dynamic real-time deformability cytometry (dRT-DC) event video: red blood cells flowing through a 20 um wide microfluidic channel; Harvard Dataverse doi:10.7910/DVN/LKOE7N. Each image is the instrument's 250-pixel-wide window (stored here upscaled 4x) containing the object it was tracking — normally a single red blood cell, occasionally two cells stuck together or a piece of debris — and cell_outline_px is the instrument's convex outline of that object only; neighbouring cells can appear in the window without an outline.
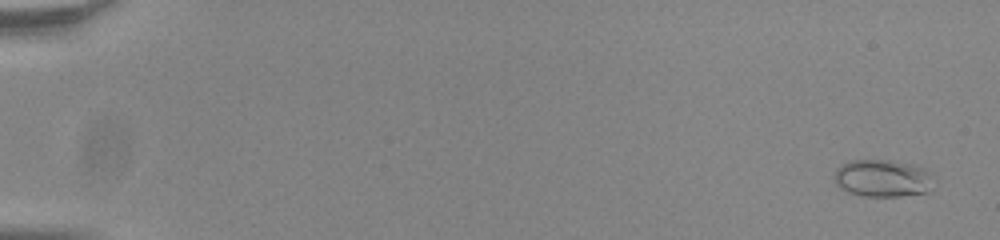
{"species": "common noctule bat (a hibernating species)", "species_latin": "Nyctalus noctula", "temperature_condition": "room temperature", "stored_images_in_passage": 56, "camera_frame_rate_fps": 3000, "um_per_image_px": 0.085, "animal": {"sex": "male", "body_mass_g": 20.0, "forearm_length_mm": 53.3}, "frame": {"image": 1, "passage_image": 3, "time_ms": 0.667, "image_size_px": [1000, 240], "cell_outline_px": [[924, 192], [900, 196], [864, 196], [848, 192], [840, 188], [836, 184], [836, 168], [852, 160], [888, 160], [912, 164], [924, 168]], "centroid_in_image_um": [74.83, 15.14], "position_along_channel_um": 10.2, "area_um2": 20.35}}
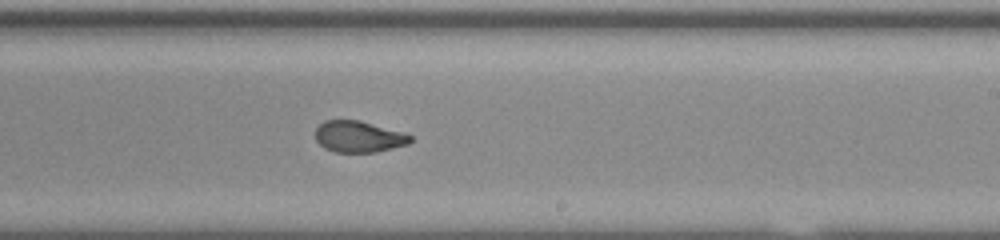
{"frame": {"image": 2, "passage_image": 36, "time_ms": 11.667, "image_size_px": [1000, 240], "cell_outline_px": [[412, 140], [408, 144], [376, 152], [336, 152], [324, 148], [316, 140], [316, 128], [324, 120], [360, 120], [404, 132], [412, 136]], "centroid_in_image_um": [30.5, 11.61], "position_along_channel_um": 258.5, "area_um2": 17.4}}
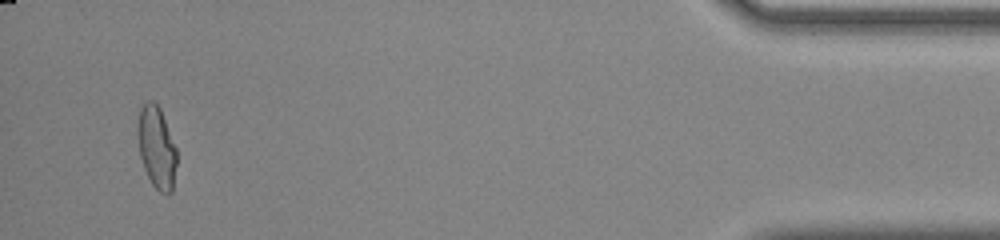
{"frame": {"image": 3, "passage_image": 54, "time_ms": 17.667, "image_size_px": [1000, 240], "cell_outline_px": [[176, 164], [172, 192], [168, 196], [160, 192], [152, 184], [144, 168], [140, 156], [136, 128], [140, 108], [148, 100], [152, 100], [160, 108], [176, 148]], "centroid_in_image_um": [13.3, 12.53], "position_along_channel_um": 421.9, "area_um2": 18.67}, "authors_computed_cell_mechanics": {"area_um2": 18.3515, "velocity_mm_per_s": 3.8368, "shape_relaxation_time_tau1_ms": null, "shape_relaxation_time_tau2_ms": 0.9554, "deformation_change_tau1": null, "deformation_change_tau2": 0.0657}}